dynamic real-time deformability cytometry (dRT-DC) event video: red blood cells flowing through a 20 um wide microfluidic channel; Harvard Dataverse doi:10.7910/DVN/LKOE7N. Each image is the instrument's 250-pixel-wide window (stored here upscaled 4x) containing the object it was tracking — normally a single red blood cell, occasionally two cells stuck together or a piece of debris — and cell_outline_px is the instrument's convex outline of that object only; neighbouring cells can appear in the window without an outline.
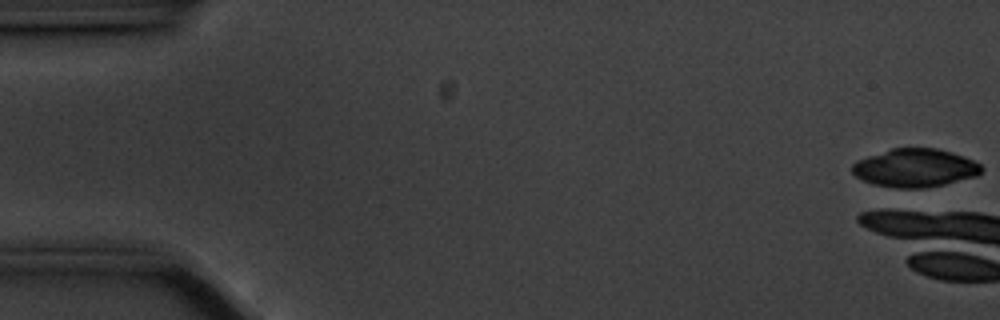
{"species": "common noctule bat (a hibernating species)", "species_latin": "Nyctalus noctula", "temperature_condition": "cold", "stored_images_in_passage": 2, "camera_frame_rate_fps": 3000, "um_per_image_px": 0.085, "animal": {"sex": "male", "body_mass_g": 20.1, "forearm_length_mm": 53.5}, "frame": {"image": 1, "passage_image": 1, "time_ms": 0.0, "image_size_px": [1000, 320], "cell_outline_px": [[984, 168], [976, 176], [944, 184], [924, 188], [896, 188], [872, 184], [856, 176], [852, 172], [852, 164], [856, 160], [892, 148], [936, 148], [952, 152], [964, 156], [980, 164]], "centroid_in_image_um": [77.77, 14.27], "position_along_channel_um": 7.2, "area_um2": 28.78}}